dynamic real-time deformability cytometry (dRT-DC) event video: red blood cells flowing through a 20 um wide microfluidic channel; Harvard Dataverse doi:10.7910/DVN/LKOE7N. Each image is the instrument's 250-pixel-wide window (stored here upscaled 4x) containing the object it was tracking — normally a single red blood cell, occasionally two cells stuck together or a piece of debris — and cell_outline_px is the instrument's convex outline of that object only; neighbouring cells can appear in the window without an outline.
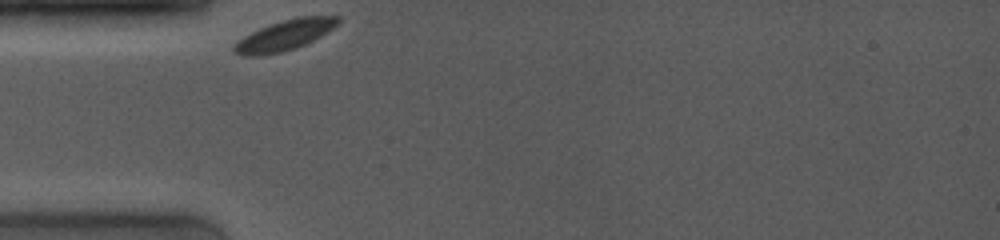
{"species": "common noctule bat (a hibernating species)", "species_latin": "Nyctalus noctula", "temperature_condition": "room temperature", "stored_images_in_passage": 39, "camera_frame_rate_fps": 4000, "um_per_image_px": 0.085, "animal": {"sex": "female", "body_mass_g": 19.0, "forearm_length_mm": 53.3}, "frame": {"image": 1, "passage_image": 1, "time_ms": 0.0, "image_size_px": [1000, 240], "cell_outline_px": [[340, 20], [332, 28], [320, 36], [304, 44], [280, 52], [252, 56], [244, 56], [232, 52], [232, 48], [244, 36], [268, 24], [296, 16], [340, 16]], "centroid_in_image_um": [24.17, 2.97], "position_along_channel_um": 60.8, "area_um2": 17.98}}
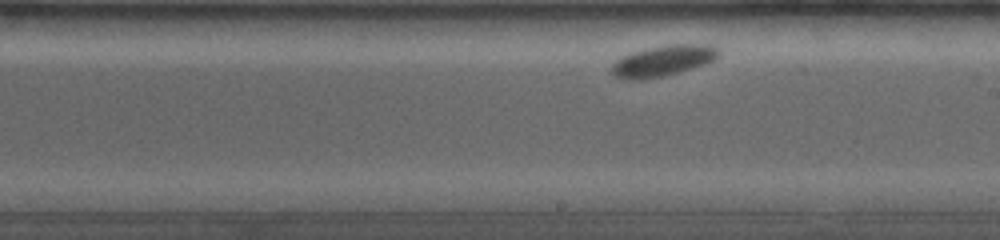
{"frame": {"image": 2, "passage_image": 21, "time_ms": 5.0, "image_size_px": [1000, 240], "cell_outline_px": [[720, 56], [704, 64], [692, 68], [664, 76], [640, 80], [624, 80], [616, 76], [612, 72], [612, 64], [620, 56], [644, 48], [672, 44], [708, 44], [720, 48]], "centroid_in_image_um": [56.35, 5.16], "position_along_channel_um": 232.6, "area_um2": 19.42}}
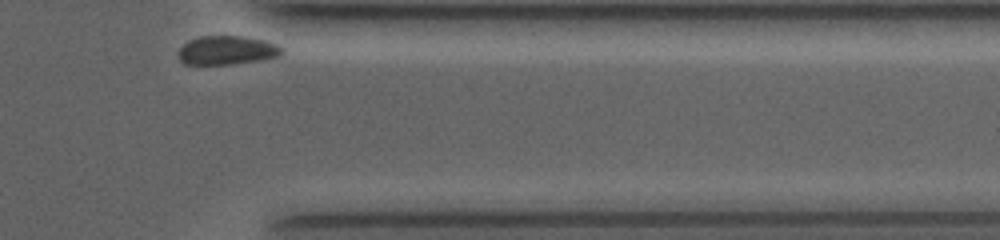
{"frame": {"image": 3, "passage_image": 39, "time_ms": 9.5, "image_size_px": [1000, 240], "cell_outline_px": [[284, 52], [276, 56], [256, 60], [228, 64], [184, 64], [180, 60], [180, 48], [188, 40], [200, 36], [244, 36], [264, 40], [276, 44], [284, 48]], "centroid_in_image_um": [19.29, 4.25], "position_along_channel_um": 392.1, "area_um2": 17.11}}